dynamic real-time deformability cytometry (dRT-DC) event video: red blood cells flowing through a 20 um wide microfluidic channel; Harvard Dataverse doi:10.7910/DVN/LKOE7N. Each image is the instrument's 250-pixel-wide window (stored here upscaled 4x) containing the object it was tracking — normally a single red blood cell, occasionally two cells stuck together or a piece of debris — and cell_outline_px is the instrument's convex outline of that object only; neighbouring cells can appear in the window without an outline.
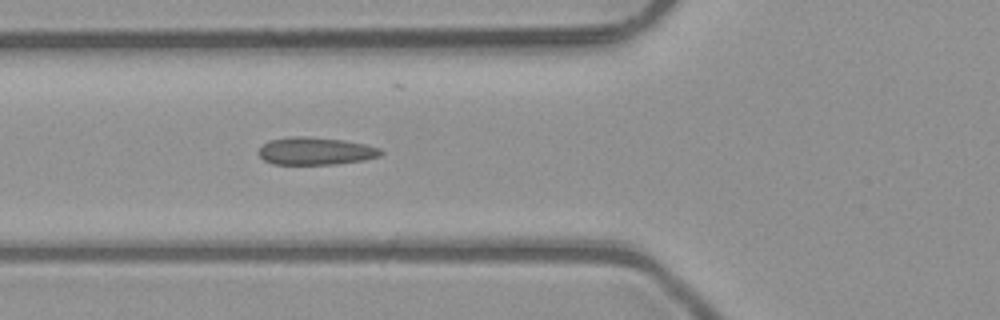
{"species": "common noctule bat (a hibernating species)", "species_latin": "Nyctalus noctula", "temperature_condition": "room temperature", "stored_images_in_passage": 4, "camera_frame_rate_fps": 3000, "um_per_image_px": 0.085, "animal": {"sex": "male", "body_mass_g": 23.1, "forearm_length_mm": 52.7}, "frame": {"image": 1, "passage_image": 4, "time_ms": 1.0, "image_size_px": [1000, 320], "cell_outline_px": [[384, 152], [380, 156], [364, 160], [336, 164], [272, 164], [264, 160], [256, 152], [264, 144], [272, 140], [292, 136], [304, 136], [344, 140], [364, 144], [380, 148]], "centroid_in_image_um": [26.83, 12.84], "position_along_channel_um": 99.0, "area_um2": 19.59}}